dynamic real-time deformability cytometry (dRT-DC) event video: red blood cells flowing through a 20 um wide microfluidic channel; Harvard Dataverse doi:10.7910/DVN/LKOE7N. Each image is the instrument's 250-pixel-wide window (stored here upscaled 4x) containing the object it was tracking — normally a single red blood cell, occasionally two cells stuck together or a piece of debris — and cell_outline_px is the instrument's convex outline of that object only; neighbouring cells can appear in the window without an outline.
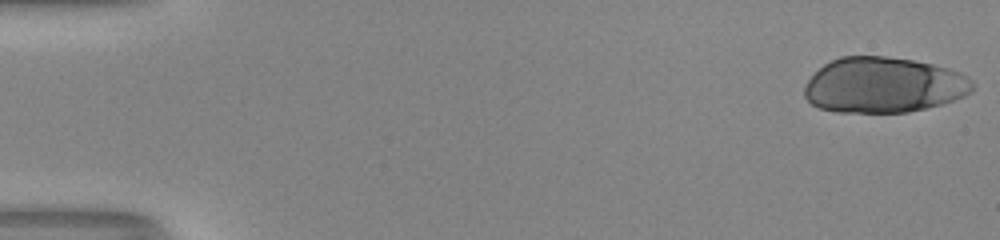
{"species": "human", "species_latin": "Homo sapiens", "temperature_condition": "room temperature", "stored_images_in_passage": 52, "camera_frame_rate_fps": 3000, "um_per_image_px": 0.085, "donor": {"sex": "male"}, "frame": {"image": 1, "passage_image": 1, "time_ms": 0.0, "image_size_px": [1000, 240], "cell_outline_px": [[972, 92], [964, 96], [940, 104], [908, 112], [836, 112], [820, 108], [812, 104], [804, 96], [804, 88], [808, 80], [824, 64], [840, 56], [884, 56], [912, 60], [932, 64], [948, 68], [960, 72], [972, 80]], "centroid_in_image_um": [75.09, 7.23], "position_along_channel_um": 9.9, "area_um2": 54.16}}
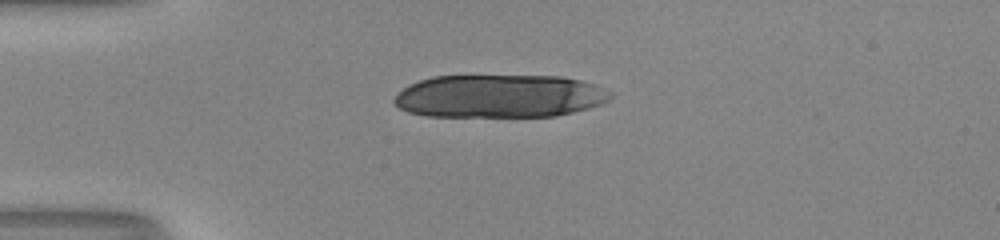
{"frame": {"image": 2, "passage_image": 14, "time_ms": 4.333, "image_size_px": [1000, 240], "cell_outline_px": [[612, 96], [608, 100], [600, 104], [588, 108], [556, 116], [428, 116], [408, 112], [400, 108], [392, 100], [408, 84], [432, 76], [560, 76], [580, 80], [596, 84], [612, 92]], "centroid_in_image_um": [42.47, 8.17], "position_along_channel_um": 42.5, "area_um2": 54.22}}